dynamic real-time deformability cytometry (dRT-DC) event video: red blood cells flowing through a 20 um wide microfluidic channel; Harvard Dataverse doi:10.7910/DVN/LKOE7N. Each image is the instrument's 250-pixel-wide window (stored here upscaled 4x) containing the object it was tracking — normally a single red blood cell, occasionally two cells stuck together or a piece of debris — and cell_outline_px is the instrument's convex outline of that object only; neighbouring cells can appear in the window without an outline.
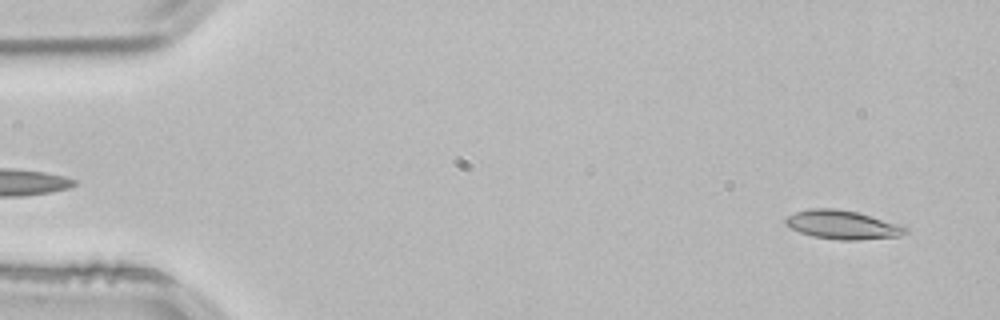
{"species": "common noctule bat (a hibernating species)", "species_latin": "Nyctalus noctula", "temperature_condition": "room temperature", "stored_images_in_passage": 35, "camera_frame_rate_fps": 3000, "um_per_image_px": 0.085, "animal": {"sex": "male", "body_mass_g": 21.5, "forearm_length_mm": 52.0}, "frame": {"image": 1, "passage_image": 3, "time_ms": 0.667, "image_size_px": [1000, 320], "cell_outline_px": [[908, 232], [900, 236], [856, 240], [840, 240], [812, 236], [800, 232], [784, 224], [784, 220], [788, 216], [796, 212], [808, 208], [836, 208], [856, 212], [896, 224], [908, 228]], "centroid_in_image_um": [71.56, 19.11], "position_along_channel_um": 13.4, "area_um2": 19.83}}
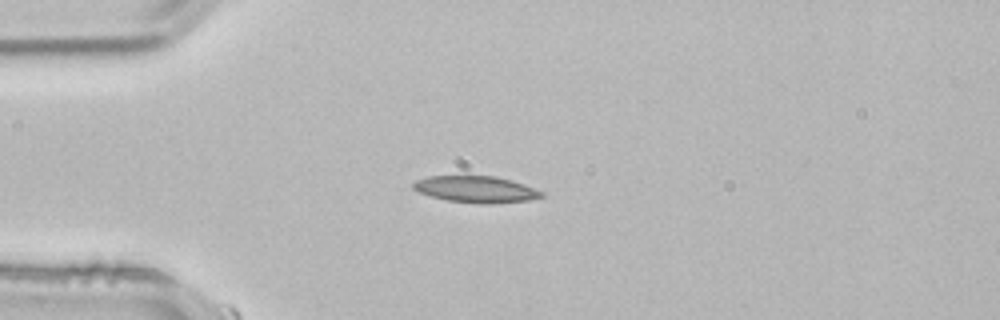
{"frame": {"image": 2, "passage_image": 13, "time_ms": 4.0, "image_size_px": [1000, 320], "cell_outline_px": [[544, 196], [528, 200], [492, 204], [480, 204], [448, 200], [432, 196], [420, 192], [412, 188], [412, 184], [416, 180], [428, 176], [496, 176], [524, 184], [544, 192]], "centroid_in_image_um": [40.47, 16.09], "position_along_channel_um": 44.5, "area_um2": 19.77}}